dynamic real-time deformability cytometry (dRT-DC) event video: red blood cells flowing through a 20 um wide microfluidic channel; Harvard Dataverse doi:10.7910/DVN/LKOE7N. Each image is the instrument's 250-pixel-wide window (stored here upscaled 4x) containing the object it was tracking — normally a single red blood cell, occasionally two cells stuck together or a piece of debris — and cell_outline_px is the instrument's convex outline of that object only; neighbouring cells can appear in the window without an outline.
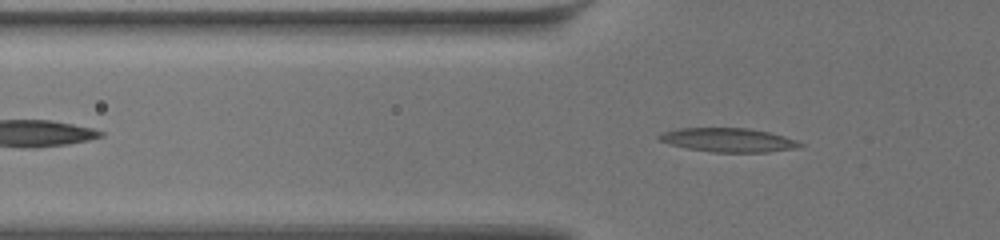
{"species": "common noctule bat (a hibernating species)", "species_latin": "Nyctalus noctula", "temperature_condition": "warm", "stored_images_in_passage": 47, "camera_frame_rate_fps": 3000, "um_per_image_px": 0.085, "animal": {"sex": "female", "body_mass_g": 19.5, "forearm_length_mm": 54.1}, "frame": {"image": 1, "passage_image": 13, "time_ms": 4.0, "image_size_px": [1000, 240], "cell_outline_px": [[804, 144], [796, 148], [768, 152], [712, 152], [688, 148], [656, 140], [656, 136], [664, 132], [680, 128], [748, 128], [768, 132], [784, 136], [796, 140]], "centroid_in_image_um": [61.89, 11.9], "position_along_channel_um": 63.9, "area_um2": 19.48}}
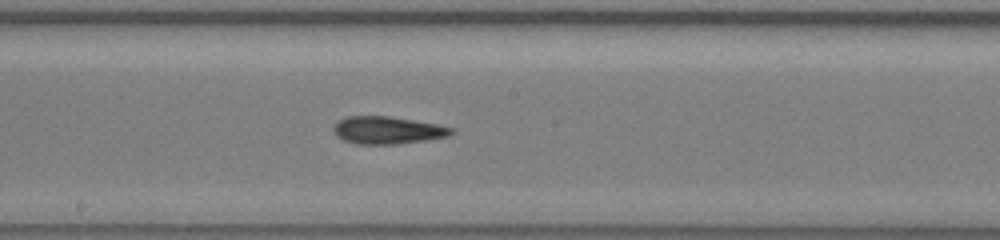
{"frame": {"image": 2, "passage_image": 26, "time_ms": 8.333, "image_size_px": [1000, 240], "cell_outline_px": [[452, 132], [448, 136], [400, 144], [356, 144], [344, 140], [336, 136], [332, 132], [332, 128], [340, 120], [348, 116], [388, 116], [436, 124], [452, 128]], "centroid_in_image_um": [32.88, 11.07], "position_along_channel_um": 215.3, "area_um2": 18.67}}
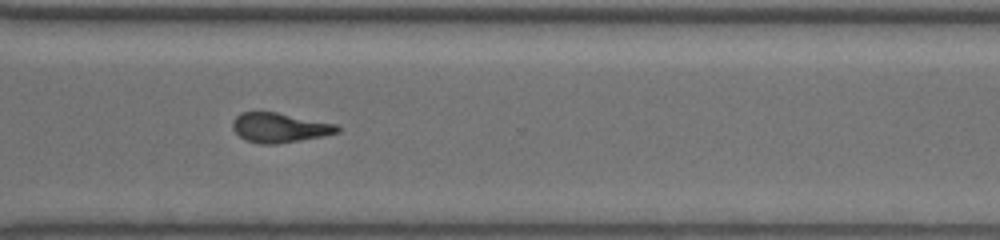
{"frame": {"image": 3, "passage_image": 37, "time_ms": 12.0, "image_size_px": [1000, 240], "cell_outline_px": [[340, 132], [324, 136], [276, 144], [260, 144], [244, 140], [232, 128], [232, 120], [240, 112], [276, 112], [336, 124], [340, 128]], "centroid_in_image_um": [23.74, 10.85], "position_along_channel_um": 346.9, "area_um2": 18.09}}